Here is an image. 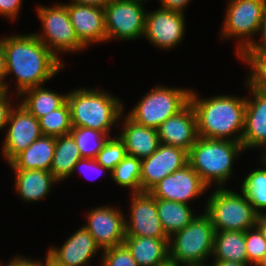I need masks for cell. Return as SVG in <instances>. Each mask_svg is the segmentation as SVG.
<instances>
[{
	"label": "cell",
	"mask_w": 266,
	"mask_h": 266,
	"mask_svg": "<svg viewBox=\"0 0 266 266\" xmlns=\"http://www.w3.org/2000/svg\"><path fill=\"white\" fill-rule=\"evenodd\" d=\"M6 54V77H16V97L26 89L43 85L64 64L36 36L15 34L0 37Z\"/></svg>",
	"instance_id": "obj_1"
},
{
	"label": "cell",
	"mask_w": 266,
	"mask_h": 266,
	"mask_svg": "<svg viewBox=\"0 0 266 266\" xmlns=\"http://www.w3.org/2000/svg\"><path fill=\"white\" fill-rule=\"evenodd\" d=\"M189 102L196 114L198 136L241 143L244 132L246 96L216 95L199 98L191 90Z\"/></svg>",
	"instance_id": "obj_2"
},
{
	"label": "cell",
	"mask_w": 266,
	"mask_h": 266,
	"mask_svg": "<svg viewBox=\"0 0 266 266\" xmlns=\"http://www.w3.org/2000/svg\"><path fill=\"white\" fill-rule=\"evenodd\" d=\"M73 127H87L111 135L121 122L124 105L119 98L101 89L77 88L67 93Z\"/></svg>",
	"instance_id": "obj_3"
},
{
	"label": "cell",
	"mask_w": 266,
	"mask_h": 266,
	"mask_svg": "<svg viewBox=\"0 0 266 266\" xmlns=\"http://www.w3.org/2000/svg\"><path fill=\"white\" fill-rule=\"evenodd\" d=\"M245 149L242 143L231 140L198 137L188 152V164L210 188H224L232 178L234 161Z\"/></svg>",
	"instance_id": "obj_4"
},
{
	"label": "cell",
	"mask_w": 266,
	"mask_h": 266,
	"mask_svg": "<svg viewBox=\"0 0 266 266\" xmlns=\"http://www.w3.org/2000/svg\"><path fill=\"white\" fill-rule=\"evenodd\" d=\"M215 228L206 213L169 237V261L184 265L204 264L213 254Z\"/></svg>",
	"instance_id": "obj_5"
},
{
	"label": "cell",
	"mask_w": 266,
	"mask_h": 266,
	"mask_svg": "<svg viewBox=\"0 0 266 266\" xmlns=\"http://www.w3.org/2000/svg\"><path fill=\"white\" fill-rule=\"evenodd\" d=\"M215 231H243L256 225L258 214L241 192L215 188L204 206Z\"/></svg>",
	"instance_id": "obj_6"
},
{
	"label": "cell",
	"mask_w": 266,
	"mask_h": 266,
	"mask_svg": "<svg viewBox=\"0 0 266 266\" xmlns=\"http://www.w3.org/2000/svg\"><path fill=\"white\" fill-rule=\"evenodd\" d=\"M190 92L188 88L153 86L127 115L141 125L157 129L189 103Z\"/></svg>",
	"instance_id": "obj_7"
},
{
	"label": "cell",
	"mask_w": 266,
	"mask_h": 266,
	"mask_svg": "<svg viewBox=\"0 0 266 266\" xmlns=\"http://www.w3.org/2000/svg\"><path fill=\"white\" fill-rule=\"evenodd\" d=\"M221 28L223 40L239 39L236 55L240 57L254 42L266 12V0H229Z\"/></svg>",
	"instance_id": "obj_8"
},
{
	"label": "cell",
	"mask_w": 266,
	"mask_h": 266,
	"mask_svg": "<svg viewBox=\"0 0 266 266\" xmlns=\"http://www.w3.org/2000/svg\"><path fill=\"white\" fill-rule=\"evenodd\" d=\"M37 15L42 26V33L35 36L57 57L59 53L80 52L86 47L79 41L71 24L68 9L65 4L54 6H37Z\"/></svg>",
	"instance_id": "obj_9"
},
{
	"label": "cell",
	"mask_w": 266,
	"mask_h": 266,
	"mask_svg": "<svg viewBox=\"0 0 266 266\" xmlns=\"http://www.w3.org/2000/svg\"><path fill=\"white\" fill-rule=\"evenodd\" d=\"M139 0H110L105 6L107 41H131L143 37L146 11Z\"/></svg>",
	"instance_id": "obj_10"
},
{
	"label": "cell",
	"mask_w": 266,
	"mask_h": 266,
	"mask_svg": "<svg viewBox=\"0 0 266 266\" xmlns=\"http://www.w3.org/2000/svg\"><path fill=\"white\" fill-rule=\"evenodd\" d=\"M7 133L2 145V156L8 164L35 140L43 136L39 119L19 102L10 112Z\"/></svg>",
	"instance_id": "obj_11"
},
{
	"label": "cell",
	"mask_w": 266,
	"mask_h": 266,
	"mask_svg": "<svg viewBox=\"0 0 266 266\" xmlns=\"http://www.w3.org/2000/svg\"><path fill=\"white\" fill-rule=\"evenodd\" d=\"M184 13L158 8L146 12L143 37L162 50L175 48L185 37Z\"/></svg>",
	"instance_id": "obj_12"
},
{
	"label": "cell",
	"mask_w": 266,
	"mask_h": 266,
	"mask_svg": "<svg viewBox=\"0 0 266 266\" xmlns=\"http://www.w3.org/2000/svg\"><path fill=\"white\" fill-rule=\"evenodd\" d=\"M122 210L114 206H98L90 209L83 225L93 236L101 250L124 244L125 219Z\"/></svg>",
	"instance_id": "obj_13"
},
{
	"label": "cell",
	"mask_w": 266,
	"mask_h": 266,
	"mask_svg": "<svg viewBox=\"0 0 266 266\" xmlns=\"http://www.w3.org/2000/svg\"><path fill=\"white\" fill-rule=\"evenodd\" d=\"M208 189L197 172L187 164L159 181L149 193L155 199L188 204Z\"/></svg>",
	"instance_id": "obj_14"
},
{
	"label": "cell",
	"mask_w": 266,
	"mask_h": 266,
	"mask_svg": "<svg viewBox=\"0 0 266 266\" xmlns=\"http://www.w3.org/2000/svg\"><path fill=\"white\" fill-rule=\"evenodd\" d=\"M126 237L169 238L160 221L156 199L149 192L131 193Z\"/></svg>",
	"instance_id": "obj_15"
},
{
	"label": "cell",
	"mask_w": 266,
	"mask_h": 266,
	"mask_svg": "<svg viewBox=\"0 0 266 266\" xmlns=\"http://www.w3.org/2000/svg\"><path fill=\"white\" fill-rule=\"evenodd\" d=\"M187 164V151L160 143L156 151L141 160V192H149L159 181Z\"/></svg>",
	"instance_id": "obj_16"
},
{
	"label": "cell",
	"mask_w": 266,
	"mask_h": 266,
	"mask_svg": "<svg viewBox=\"0 0 266 266\" xmlns=\"http://www.w3.org/2000/svg\"><path fill=\"white\" fill-rule=\"evenodd\" d=\"M245 84L252 97L246 98L244 132L241 143L247 151L266 149V92L257 89L248 79Z\"/></svg>",
	"instance_id": "obj_17"
},
{
	"label": "cell",
	"mask_w": 266,
	"mask_h": 266,
	"mask_svg": "<svg viewBox=\"0 0 266 266\" xmlns=\"http://www.w3.org/2000/svg\"><path fill=\"white\" fill-rule=\"evenodd\" d=\"M99 251L101 249L93 236L82 226L69 236L60 248L49 247L45 255L57 266H89Z\"/></svg>",
	"instance_id": "obj_18"
},
{
	"label": "cell",
	"mask_w": 266,
	"mask_h": 266,
	"mask_svg": "<svg viewBox=\"0 0 266 266\" xmlns=\"http://www.w3.org/2000/svg\"><path fill=\"white\" fill-rule=\"evenodd\" d=\"M64 4L77 37L86 48L90 44L107 42L104 7L75 2Z\"/></svg>",
	"instance_id": "obj_19"
},
{
	"label": "cell",
	"mask_w": 266,
	"mask_h": 266,
	"mask_svg": "<svg viewBox=\"0 0 266 266\" xmlns=\"http://www.w3.org/2000/svg\"><path fill=\"white\" fill-rule=\"evenodd\" d=\"M159 142L187 152L198 139L196 114L190 102L177 114L167 118L158 128Z\"/></svg>",
	"instance_id": "obj_20"
},
{
	"label": "cell",
	"mask_w": 266,
	"mask_h": 266,
	"mask_svg": "<svg viewBox=\"0 0 266 266\" xmlns=\"http://www.w3.org/2000/svg\"><path fill=\"white\" fill-rule=\"evenodd\" d=\"M123 118L122 130L118 137L123 141L127 155L141 160L149 157L160 144L157 129L135 122L127 113Z\"/></svg>",
	"instance_id": "obj_21"
},
{
	"label": "cell",
	"mask_w": 266,
	"mask_h": 266,
	"mask_svg": "<svg viewBox=\"0 0 266 266\" xmlns=\"http://www.w3.org/2000/svg\"><path fill=\"white\" fill-rule=\"evenodd\" d=\"M12 171L15 173L14 190L27 203L41 201L50 194L53 184L59 182L50 171L38 169Z\"/></svg>",
	"instance_id": "obj_22"
},
{
	"label": "cell",
	"mask_w": 266,
	"mask_h": 266,
	"mask_svg": "<svg viewBox=\"0 0 266 266\" xmlns=\"http://www.w3.org/2000/svg\"><path fill=\"white\" fill-rule=\"evenodd\" d=\"M138 266H161L169 261V238L125 237Z\"/></svg>",
	"instance_id": "obj_23"
},
{
	"label": "cell",
	"mask_w": 266,
	"mask_h": 266,
	"mask_svg": "<svg viewBox=\"0 0 266 266\" xmlns=\"http://www.w3.org/2000/svg\"><path fill=\"white\" fill-rule=\"evenodd\" d=\"M56 145V137L42 136L26 150L19 153L10 163L12 170L50 171Z\"/></svg>",
	"instance_id": "obj_24"
},
{
	"label": "cell",
	"mask_w": 266,
	"mask_h": 266,
	"mask_svg": "<svg viewBox=\"0 0 266 266\" xmlns=\"http://www.w3.org/2000/svg\"><path fill=\"white\" fill-rule=\"evenodd\" d=\"M18 97L22 99L20 104L37 119L58 109L67 101V93L59 94L43 85L26 89Z\"/></svg>",
	"instance_id": "obj_25"
},
{
	"label": "cell",
	"mask_w": 266,
	"mask_h": 266,
	"mask_svg": "<svg viewBox=\"0 0 266 266\" xmlns=\"http://www.w3.org/2000/svg\"><path fill=\"white\" fill-rule=\"evenodd\" d=\"M245 232L215 231L213 261H236L248 264Z\"/></svg>",
	"instance_id": "obj_26"
},
{
	"label": "cell",
	"mask_w": 266,
	"mask_h": 266,
	"mask_svg": "<svg viewBox=\"0 0 266 266\" xmlns=\"http://www.w3.org/2000/svg\"><path fill=\"white\" fill-rule=\"evenodd\" d=\"M81 158L77 144L70 133L56 137L50 172L62 182L72 175L74 165Z\"/></svg>",
	"instance_id": "obj_27"
},
{
	"label": "cell",
	"mask_w": 266,
	"mask_h": 266,
	"mask_svg": "<svg viewBox=\"0 0 266 266\" xmlns=\"http://www.w3.org/2000/svg\"><path fill=\"white\" fill-rule=\"evenodd\" d=\"M156 207L162 227L168 237L185 228L196 217L188 204L156 199Z\"/></svg>",
	"instance_id": "obj_28"
},
{
	"label": "cell",
	"mask_w": 266,
	"mask_h": 266,
	"mask_svg": "<svg viewBox=\"0 0 266 266\" xmlns=\"http://www.w3.org/2000/svg\"><path fill=\"white\" fill-rule=\"evenodd\" d=\"M261 159L264 167L249 172L241 185V192L258 215L264 214L263 210L266 209V160Z\"/></svg>",
	"instance_id": "obj_29"
},
{
	"label": "cell",
	"mask_w": 266,
	"mask_h": 266,
	"mask_svg": "<svg viewBox=\"0 0 266 266\" xmlns=\"http://www.w3.org/2000/svg\"><path fill=\"white\" fill-rule=\"evenodd\" d=\"M82 158L95 159L111 137L109 134L87 127H73L70 131Z\"/></svg>",
	"instance_id": "obj_30"
},
{
	"label": "cell",
	"mask_w": 266,
	"mask_h": 266,
	"mask_svg": "<svg viewBox=\"0 0 266 266\" xmlns=\"http://www.w3.org/2000/svg\"><path fill=\"white\" fill-rule=\"evenodd\" d=\"M141 159L127 155L111 172L110 177L122 188H129L131 193L141 192Z\"/></svg>",
	"instance_id": "obj_31"
},
{
	"label": "cell",
	"mask_w": 266,
	"mask_h": 266,
	"mask_svg": "<svg viewBox=\"0 0 266 266\" xmlns=\"http://www.w3.org/2000/svg\"><path fill=\"white\" fill-rule=\"evenodd\" d=\"M39 125L43 136L59 137L69 134L73 126L68 102L39 118Z\"/></svg>",
	"instance_id": "obj_32"
},
{
	"label": "cell",
	"mask_w": 266,
	"mask_h": 266,
	"mask_svg": "<svg viewBox=\"0 0 266 266\" xmlns=\"http://www.w3.org/2000/svg\"><path fill=\"white\" fill-rule=\"evenodd\" d=\"M126 156L123 141L118 136L114 138L111 136L96 155L95 160L111 172Z\"/></svg>",
	"instance_id": "obj_33"
},
{
	"label": "cell",
	"mask_w": 266,
	"mask_h": 266,
	"mask_svg": "<svg viewBox=\"0 0 266 266\" xmlns=\"http://www.w3.org/2000/svg\"><path fill=\"white\" fill-rule=\"evenodd\" d=\"M250 67L247 79L259 90L266 92V56H240Z\"/></svg>",
	"instance_id": "obj_34"
},
{
	"label": "cell",
	"mask_w": 266,
	"mask_h": 266,
	"mask_svg": "<svg viewBox=\"0 0 266 266\" xmlns=\"http://www.w3.org/2000/svg\"><path fill=\"white\" fill-rule=\"evenodd\" d=\"M246 252L248 264L256 266L266 254V240L261 233L254 227L245 231Z\"/></svg>",
	"instance_id": "obj_35"
},
{
	"label": "cell",
	"mask_w": 266,
	"mask_h": 266,
	"mask_svg": "<svg viewBox=\"0 0 266 266\" xmlns=\"http://www.w3.org/2000/svg\"><path fill=\"white\" fill-rule=\"evenodd\" d=\"M101 266H138L125 244L102 251Z\"/></svg>",
	"instance_id": "obj_36"
},
{
	"label": "cell",
	"mask_w": 266,
	"mask_h": 266,
	"mask_svg": "<svg viewBox=\"0 0 266 266\" xmlns=\"http://www.w3.org/2000/svg\"><path fill=\"white\" fill-rule=\"evenodd\" d=\"M261 39H254L252 45L241 56H266V12L263 16L259 33Z\"/></svg>",
	"instance_id": "obj_37"
},
{
	"label": "cell",
	"mask_w": 266,
	"mask_h": 266,
	"mask_svg": "<svg viewBox=\"0 0 266 266\" xmlns=\"http://www.w3.org/2000/svg\"><path fill=\"white\" fill-rule=\"evenodd\" d=\"M82 170V174L87 175L89 171L95 172V178L100 176L105 171L110 172L108 169H106L104 166L100 165L95 159L90 158H81L73 167L72 174L74 172H77L76 170ZM88 171V172H87ZM80 172V174H81ZM102 172V173H101ZM88 176V175H87ZM91 179V178H90Z\"/></svg>",
	"instance_id": "obj_38"
},
{
	"label": "cell",
	"mask_w": 266,
	"mask_h": 266,
	"mask_svg": "<svg viewBox=\"0 0 266 266\" xmlns=\"http://www.w3.org/2000/svg\"><path fill=\"white\" fill-rule=\"evenodd\" d=\"M23 0H0V16L10 20L17 19Z\"/></svg>",
	"instance_id": "obj_39"
},
{
	"label": "cell",
	"mask_w": 266,
	"mask_h": 266,
	"mask_svg": "<svg viewBox=\"0 0 266 266\" xmlns=\"http://www.w3.org/2000/svg\"><path fill=\"white\" fill-rule=\"evenodd\" d=\"M9 97L7 90L0 89V130L6 127L10 112L14 107Z\"/></svg>",
	"instance_id": "obj_40"
},
{
	"label": "cell",
	"mask_w": 266,
	"mask_h": 266,
	"mask_svg": "<svg viewBox=\"0 0 266 266\" xmlns=\"http://www.w3.org/2000/svg\"><path fill=\"white\" fill-rule=\"evenodd\" d=\"M160 1V8L165 10H171L176 12L184 13V8H186L191 2V0H158Z\"/></svg>",
	"instance_id": "obj_41"
},
{
	"label": "cell",
	"mask_w": 266,
	"mask_h": 266,
	"mask_svg": "<svg viewBox=\"0 0 266 266\" xmlns=\"http://www.w3.org/2000/svg\"><path fill=\"white\" fill-rule=\"evenodd\" d=\"M6 78V54L2 40L0 39V89L9 91L8 82Z\"/></svg>",
	"instance_id": "obj_42"
},
{
	"label": "cell",
	"mask_w": 266,
	"mask_h": 266,
	"mask_svg": "<svg viewBox=\"0 0 266 266\" xmlns=\"http://www.w3.org/2000/svg\"><path fill=\"white\" fill-rule=\"evenodd\" d=\"M9 261L5 263L6 265L0 262V266H39V261L37 259L35 260L21 255L15 256Z\"/></svg>",
	"instance_id": "obj_43"
},
{
	"label": "cell",
	"mask_w": 266,
	"mask_h": 266,
	"mask_svg": "<svg viewBox=\"0 0 266 266\" xmlns=\"http://www.w3.org/2000/svg\"><path fill=\"white\" fill-rule=\"evenodd\" d=\"M255 228L261 233V236L266 240V212L258 215Z\"/></svg>",
	"instance_id": "obj_44"
},
{
	"label": "cell",
	"mask_w": 266,
	"mask_h": 266,
	"mask_svg": "<svg viewBox=\"0 0 266 266\" xmlns=\"http://www.w3.org/2000/svg\"><path fill=\"white\" fill-rule=\"evenodd\" d=\"M110 0H72L71 2L86 4L90 6L104 7Z\"/></svg>",
	"instance_id": "obj_45"
},
{
	"label": "cell",
	"mask_w": 266,
	"mask_h": 266,
	"mask_svg": "<svg viewBox=\"0 0 266 266\" xmlns=\"http://www.w3.org/2000/svg\"><path fill=\"white\" fill-rule=\"evenodd\" d=\"M211 266H250L247 263H241L236 261H213Z\"/></svg>",
	"instance_id": "obj_46"
},
{
	"label": "cell",
	"mask_w": 266,
	"mask_h": 266,
	"mask_svg": "<svg viewBox=\"0 0 266 266\" xmlns=\"http://www.w3.org/2000/svg\"><path fill=\"white\" fill-rule=\"evenodd\" d=\"M45 261L39 260V266H57L53 261H51L47 256L44 259Z\"/></svg>",
	"instance_id": "obj_47"
},
{
	"label": "cell",
	"mask_w": 266,
	"mask_h": 266,
	"mask_svg": "<svg viewBox=\"0 0 266 266\" xmlns=\"http://www.w3.org/2000/svg\"><path fill=\"white\" fill-rule=\"evenodd\" d=\"M256 266H266V254L263 256V258L258 262Z\"/></svg>",
	"instance_id": "obj_48"
},
{
	"label": "cell",
	"mask_w": 266,
	"mask_h": 266,
	"mask_svg": "<svg viewBox=\"0 0 266 266\" xmlns=\"http://www.w3.org/2000/svg\"><path fill=\"white\" fill-rule=\"evenodd\" d=\"M161 266H180L179 264L177 263H174V262H171V261H168L167 263L161 265Z\"/></svg>",
	"instance_id": "obj_49"
},
{
	"label": "cell",
	"mask_w": 266,
	"mask_h": 266,
	"mask_svg": "<svg viewBox=\"0 0 266 266\" xmlns=\"http://www.w3.org/2000/svg\"><path fill=\"white\" fill-rule=\"evenodd\" d=\"M184 266H209V265H206V264H193V265H184Z\"/></svg>",
	"instance_id": "obj_50"
},
{
	"label": "cell",
	"mask_w": 266,
	"mask_h": 266,
	"mask_svg": "<svg viewBox=\"0 0 266 266\" xmlns=\"http://www.w3.org/2000/svg\"><path fill=\"white\" fill-rule=\"evenodd\" d=\"M261 155H266V149L263 151V153Z\"/></svg>",
	"instance_id": "obj_51"
},
{
	"label": "cell",
	"mask_w": 266,
	"mask_h": 266,
	"mask_svg": "<svg viewBox=\"0 0 266 266\" xmlns=\"http://www.w3.org/2000/svg\"><path fill=\"white\" fill-rule=\"evenodd\" d=\"M261 158L265 159L266 160V155H262Z\"/></svg>",
	"instance_id": "obj_52"
}]
</instances>
